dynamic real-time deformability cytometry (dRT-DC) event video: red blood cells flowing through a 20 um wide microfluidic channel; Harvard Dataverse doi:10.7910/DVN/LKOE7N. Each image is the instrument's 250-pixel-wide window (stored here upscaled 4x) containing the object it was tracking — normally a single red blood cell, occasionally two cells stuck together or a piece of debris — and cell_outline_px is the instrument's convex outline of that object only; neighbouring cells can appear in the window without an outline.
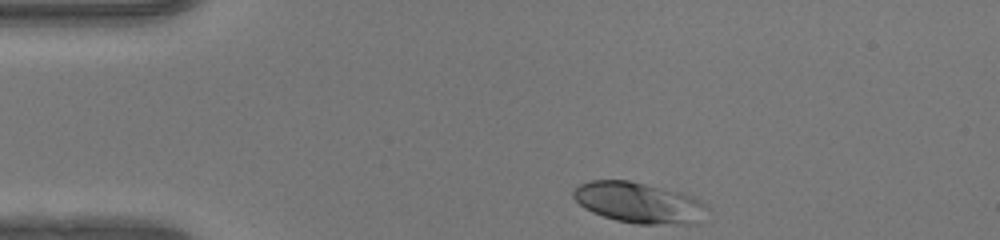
{"species": "human", "species_latin": "Homo sapiens", "temperature_condition": "warm", "stored_images_in_passage": 34, "camera_frame_rate_fps": 3000, "um_per_image_px": 0.085, "donor": {"sex": "female"}, "frame": {"image": 1, "passage_image": 1, "time_ms": 0.0, "image_size_px": [1000, 240], "cell_outline_px": [[708, 208], [700, 224], [636, 224], [616, 220], [592, 212], [584, 208], [572, 196], [572, 192], [580, 184], [592, 180], [628, 180], [680, 192], [704, 204]], "centroid_in_image_um": [54.3, 17.24], "position_along_channel_um": 30.7, "area_um2": 31.62}}
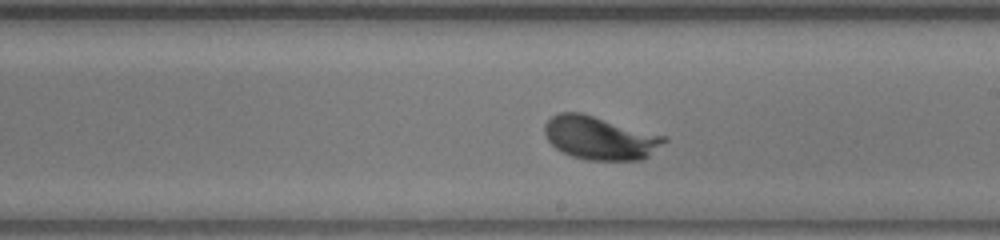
{"frame": {"image": 2, "passage_image": 20, "time_ms": 6.333, "image_size_px": [1000, 240], "cell_outline_px": [[668, 140], [648, 156], [640, 160], [588, 160], [572, 156], [556, 148], [548, 140], [544, 132], [544, 124], [552, 116], [560, 112], [580, 112], [668, 136]], "centroid_in_image_um": [51.01, 11.72], "position_along_channel_um": 238.0, "area_um2": 30.17}}
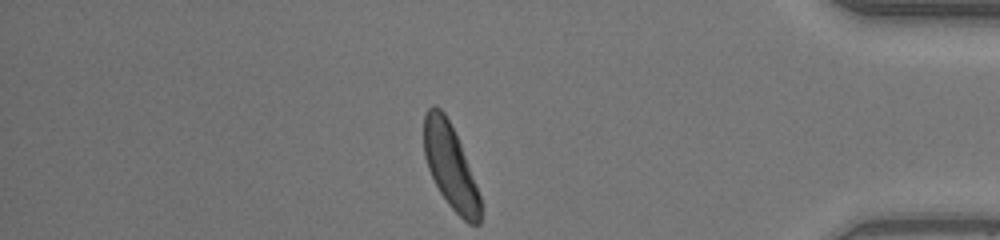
{"frame": {"image": 3, "passage_image": 34, "time_ms": 11.0, "image_size_px": [1000, 240], "cell_outline_px": [[480, 224], [468, 224], [448, 204], [440, 192], [428, 168], [424, 156], [424, 116], [428, 108], [432, 104], [436, 104], [444, 112], [460, 144], [480, 196]], "centroid_in_image_um": [38.25, 14.12], "position_along_channel_um": 396.9, "area_um2": 27.17}, "authors_computed_cell_mechanics": {"area_um2": 29.189, "velocity_mm_per_s": 4.138, "shape_relaxation_time_tau1_ms": 1.7695, "shape_relaxation_time_tau2_ms": null, "deformation_change_tau1": 0.1512, "deformation_change_tau2": null}}